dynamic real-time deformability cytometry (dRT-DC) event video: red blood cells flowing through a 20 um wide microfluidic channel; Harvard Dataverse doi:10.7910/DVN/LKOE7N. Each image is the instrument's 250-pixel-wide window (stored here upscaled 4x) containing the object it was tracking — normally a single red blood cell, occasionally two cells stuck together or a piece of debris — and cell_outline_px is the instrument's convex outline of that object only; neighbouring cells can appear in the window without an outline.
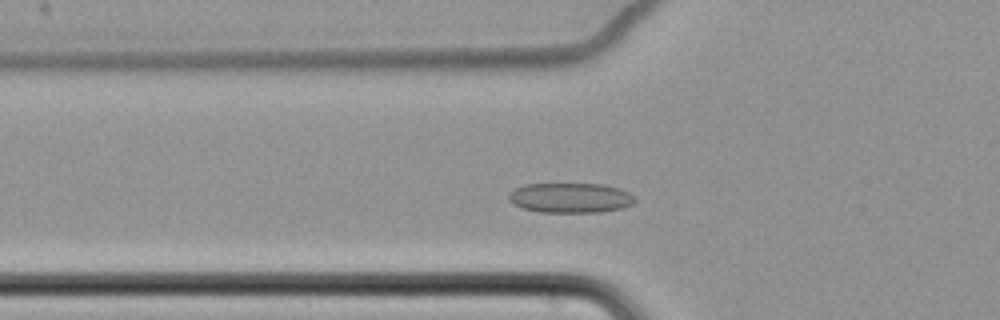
{"species": "common noctule bat (a hibernating species)", "species_latin": "Nyctalus noctula", "temperature_condition": "cold", "stored_images_in_passage": 54, "camera_frame_rate_fps": 3000, "um_per_image_px": 0.085, "animal": {"sex": "female", "body_mass_g": 22.7, "forearm_length_mm": 54.2}, "frame": {"image": 1, "passage_image": 15, "time_ms": 4.667, "image_size_px": [1000, 320], "cell_outline_px": [[636, 200], [632, 204], [620, 208], [600, 212], [540, 212], [520, 208], [512, 204], [508, 200], [508, 192], [524, 184], [600, 184], [620, 188], [628, 192]], "centroid_in_image_um": [48.42, 16.82], "position_along_channel_um": 77.4, "area_um2": 22.08}}
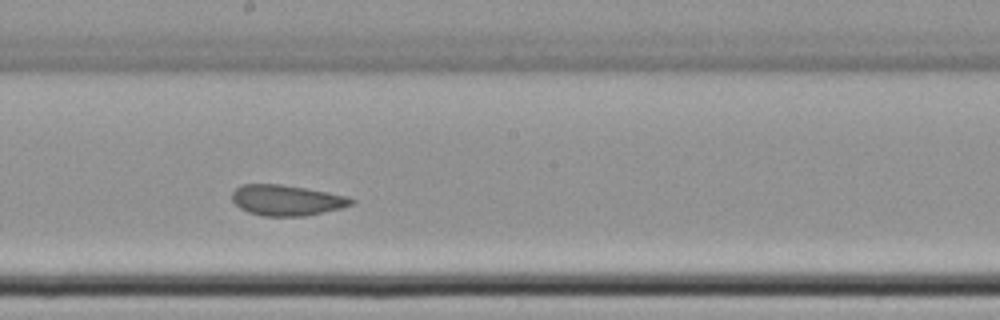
{"frame": {"image": 2, "passage_image": 28, "time_ms": 9.0, "image_size_px": [1000, 320], "cell_outline_px": [[356, 200], [352, 204], [340, 208], [324, 212], [304, 216], [264, 216], [248, 212], [240, 208], [232, 200], [232, 192], [240, 184], [280, 184], [328, 192], [348, 196]], "centroid_in_image_um": [24.35, 17.01], "position_along_channel_um": 223.8, "area_um2": 21.27}}
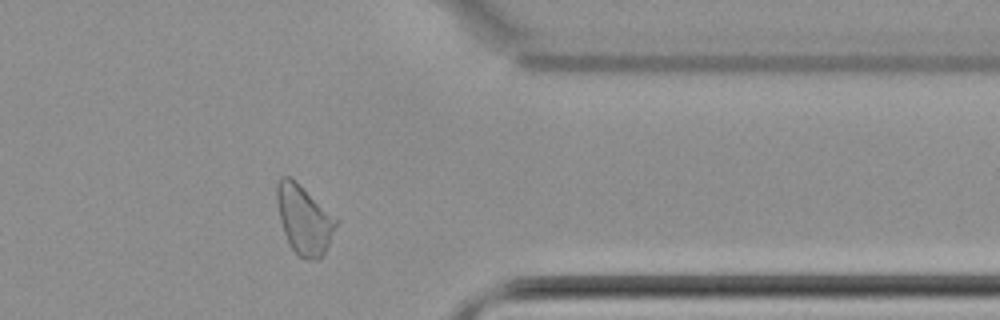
{"frame": {"image": 3, "passage_image": 43, "time_ms": 14.0, "image_size_px": [1000, 320], "cell_outline_px": [[340, 220], [320, 260], [312, 260], [300, 256], [288, 244], [280, 220], [276, 200], [276, 184], [280, 176], [288, 176], [296, 180]], "centroid_in_image_um": [25.85, 18.63], "position_along_channel_um": 385.6, "area_um2": 23.99}, "authors_computed_cell_mechanics": {"area_um2": 22.7154, "velocity_mm_per_s": 3.415, "shape_relaxation_time_tau1_ms": null, "shape_relaxation_time_tau2_ms": 2.1121, "deformation_change_tau1": null, "deformation_change_tau2": 0.0835}}